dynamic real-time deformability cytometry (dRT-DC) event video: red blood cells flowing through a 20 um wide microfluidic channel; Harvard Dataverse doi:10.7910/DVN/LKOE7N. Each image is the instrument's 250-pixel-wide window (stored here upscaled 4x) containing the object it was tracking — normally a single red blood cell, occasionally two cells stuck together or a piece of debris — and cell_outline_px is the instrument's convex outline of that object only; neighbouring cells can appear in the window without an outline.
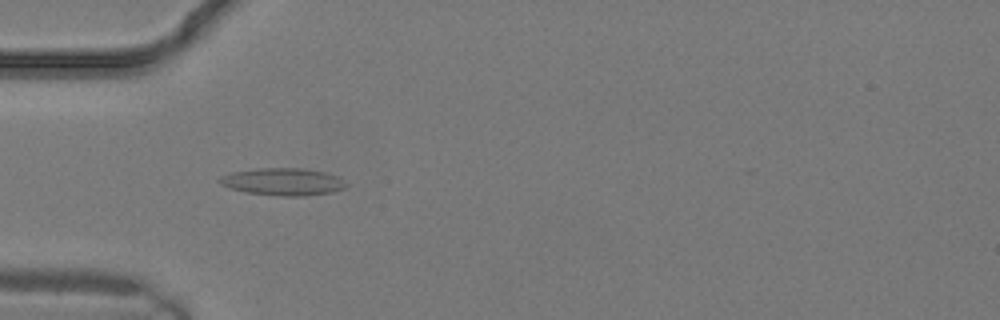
{"species": "common noctule bat (a hibernating species)", "species_latin": "Nyctalus noctula", "temperature_condition": "warm", "stored_images_in_passage": 16, "camera_frame_rate_fps": 3000, "um_per_image_px": 0.085, "animal": {"sex": "male", "body_mass_g": 19.2, "forearm_length_mm": 51.8}, "frame": {"image": 1, "passage_image": 8, "time_ms": 2.333, "image_size_px": [1000, 320], "cell_outline_px": [[348, 184], [344, 188], [332, 192], [300, 196], [276, 196], [248, 192], [232, 188], [220, 184], [216, 180], [220, 176], [232, 172], [256, 168], [300, 168], [324, 172], [336, 176]], "centroid_in_image_um": [24.02, 15.44], "position_along_channel_um": 61.0, "area_um2": 20.0}}
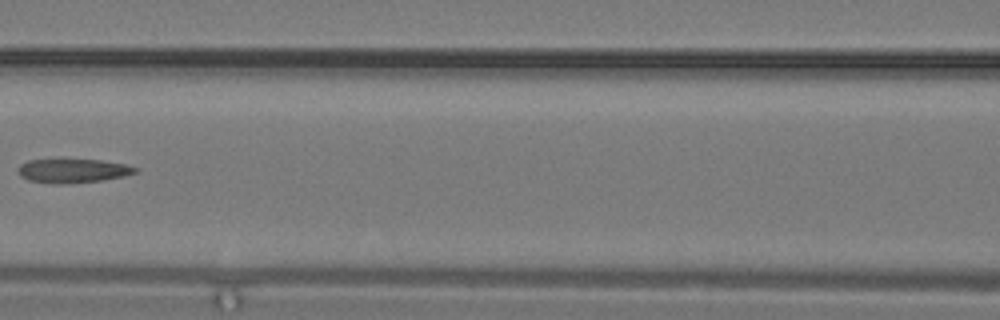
{"frame": {"image": 2, "passage_image": 12, "time_ms": 3.667, "image_size_px": [1000, 320], "cell_outline_px": [[140, 168], [136, 172], [124, 176], [104, 180], [64, 184], [56, 184], [28, 180], [20, 176], [20, 164], [28, 160], [100, 160], [128, 164]], "centroid_in_image_um": [6.26, 14.52], "position_along_channel_um": 160.3, "area_um2": 16.3}}
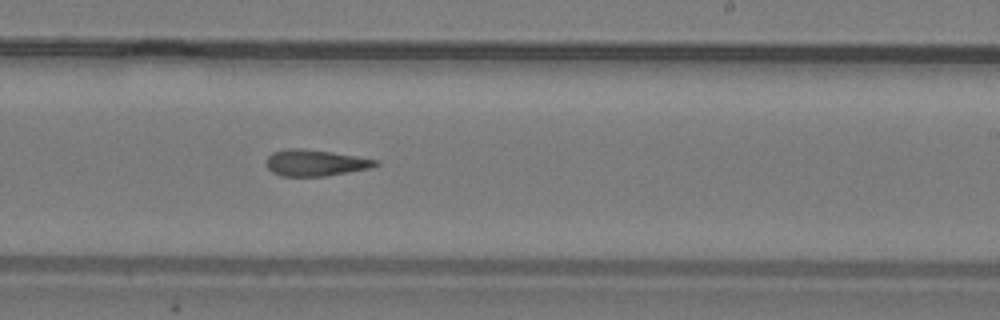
{"frame": {"image": 3, "passage_image": 16, "time_ms": 5.0, "image_size_px": [1000, 320], "cell_outline_px": [[380, 164], [372, 168], [324, 176], [280, 176], [272, 172], [264, 164], [264, 160], [272, 152], [284, 148], [300, 148], [332, 152], [380, 160]], "centroid_in_image_um": [26.77, 13.83], "position_along_channel_um": 262.2, "area_um2": 17.05}}